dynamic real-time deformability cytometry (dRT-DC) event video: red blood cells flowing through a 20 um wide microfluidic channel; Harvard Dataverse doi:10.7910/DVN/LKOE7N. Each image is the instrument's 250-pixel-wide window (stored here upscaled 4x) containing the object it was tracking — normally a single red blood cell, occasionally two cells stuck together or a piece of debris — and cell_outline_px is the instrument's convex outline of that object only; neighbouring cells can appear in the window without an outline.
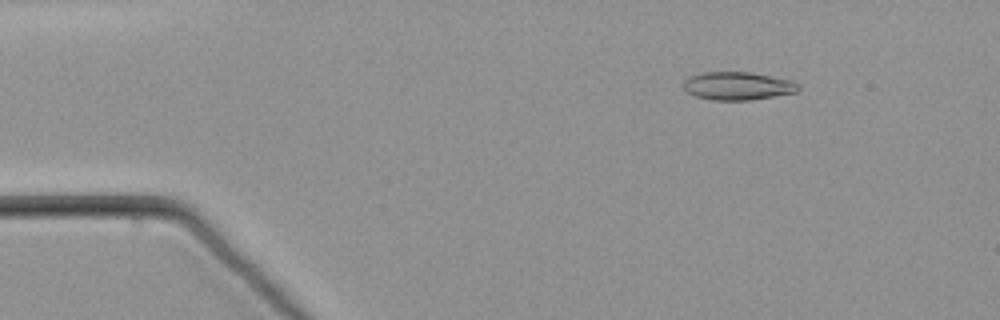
{"species": "common noctule bat (a hibernating species)", "species_latin": "Nyctalus noctula", "temperature_condition": "warm", "stored_images_in_passage": 55, "camera_frame_rate_fps": 3000, "um_per_image_px": 0.085, "animal": {"sex": "male", "body_mass_g": 21.5, "forearm_length_mm": 52.0}, "frame": {"image": 1, "passage_image": 7, "time_ms": 2.0, "image_size_px": [1000, 320], "cell_outline_px": [[800, 88], [796, 92], [748, 100], [712, 100], [696, 96], [688, 92], [684, 88], [684, 80], [688, 76], [704, 72], [752, 72], [792, 80], [800, 84]], "centroid_in_image_um": [62.71, 7.29], "position_along_channel_um": 22.3, "area_um2": 18.79}}
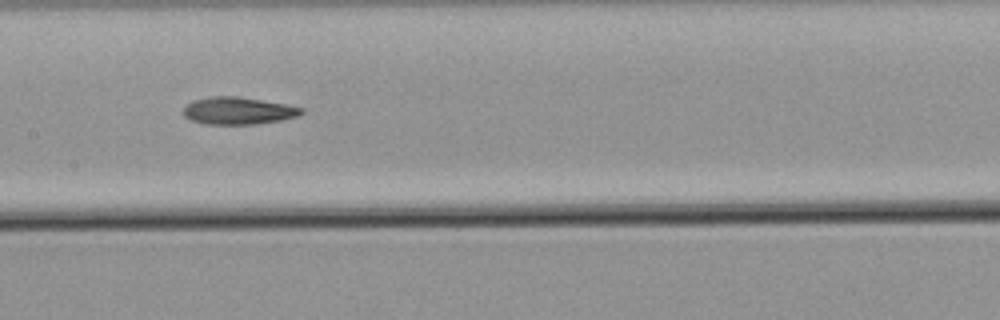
{"frame": {"image": 2, "passage_image": 27, "time_ms": 8.667, "image_size_px": [1000, 320], "cell_outline_px": [[304, 112], [300, 116], [280, 120], [256, 124], [204, 124], [192, 120], [184, 116], [184, 108], [192, 100], [212, 96], [236, 96], [284, 104], [304, 108]], "centroid_in_image_um": [20.25, 9.42], "position_along_channel_um": 187.1, "area_um2": 18.67}}
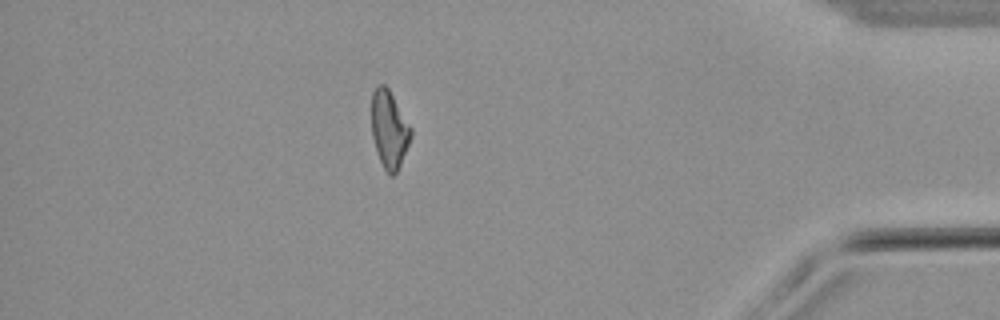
{"frame": {"image": 3, "passage_image": 48, "time_ms": 15.667, "image_size_px": [1000, 320], "cell_outline_px": [[412, 136], [400, 164], [396, 172], [392, 176], [388, 176], [376, 152], [372, 136], [372, 92], [376, 84], [384, 84], [388, 88], [412, 128]], "centroid_in_image_um": [33.08, 10.99], "position_along_channel_um": 402.1, "area_um2": 17.74}}